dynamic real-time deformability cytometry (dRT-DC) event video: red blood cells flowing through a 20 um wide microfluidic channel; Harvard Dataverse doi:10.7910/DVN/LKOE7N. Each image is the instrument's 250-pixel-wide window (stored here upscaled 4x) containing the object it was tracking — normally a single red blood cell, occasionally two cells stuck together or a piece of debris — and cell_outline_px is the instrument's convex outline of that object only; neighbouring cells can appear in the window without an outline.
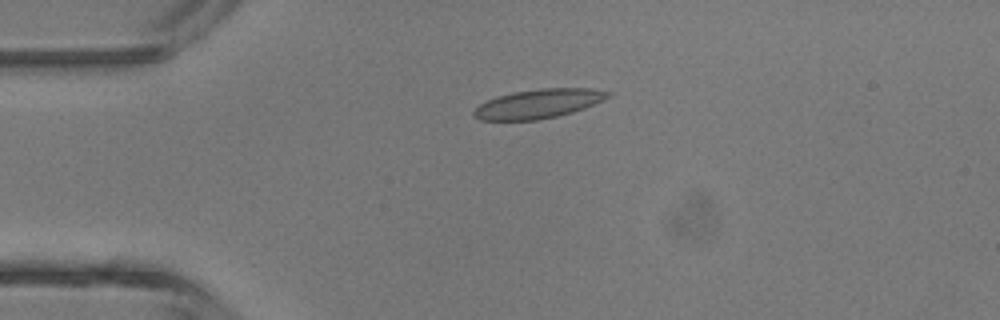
{"species": "common noctule bat (a hibernating species)", "species_latin": "Nyctalus noctula", "temperature_condition": "room temperature", "stored_images_in_passage": 6, "camera_frame_rate_fps": 3000, "um_per_image_px": 0.085, "animal": {"sex": "male", "body_mass_g": 13.3}, "frame": {"image": 1, "passage_image": 4, "time_ms": 3.333, "image_size_px": [1000, 320], "cell_outline_px": [[612, 92], [608, 96], [584, 108], [572, 112], [556, 116], [536, 120], [480, 120], [472, 116], [472, 112], [480, 104], [496, 96], [512, 92], [540, 88], [592, 88]], "centroid_in_image_um": [45.71, 8.81], "position_along_channel_um": 39.3, "area_um2": 22.6}}